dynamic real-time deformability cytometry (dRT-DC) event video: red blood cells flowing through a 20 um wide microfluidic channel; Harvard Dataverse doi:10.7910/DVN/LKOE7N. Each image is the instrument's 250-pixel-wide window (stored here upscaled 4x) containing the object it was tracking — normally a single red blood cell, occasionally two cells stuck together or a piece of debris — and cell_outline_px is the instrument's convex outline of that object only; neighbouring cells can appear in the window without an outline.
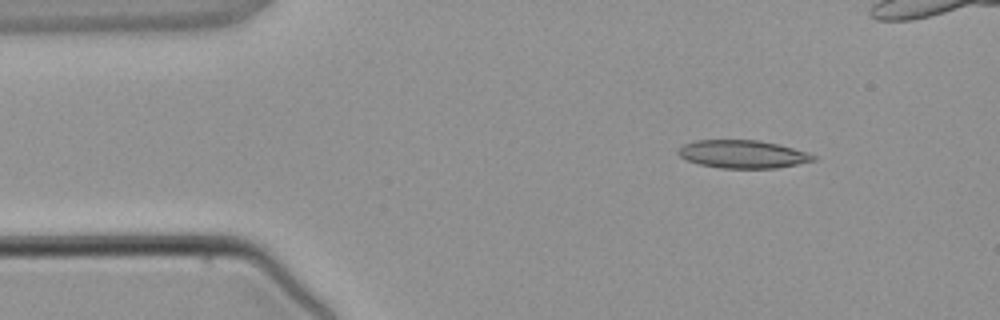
{"species": "common noctule bat (a hibernating species)", "species_latin": "Nyctalus noctula", "temperature_condition": "warm", "stored_images_in_passage": 3, "camera_frame_rate_fps": 3000, "um_per_image_px": 0.085, "animal": {"sex": "male", "body_mass_g": 21.5, "forearm_length_mm": 52.0}, "frame": {"image": 1, "passage_image": 1, "time_ms": 0.0, "image_size_px": [1000, 320], "cell_outline_px": [[816, 160], [776, 168], [720, 168], [700, 164], [688, 160], [680, 156], [676, 152], [684, 144], [696, 140], [760, 140], [808, 152], [816, 156]], "centroid_in_image_um": [63.13, 13.1], "position_along_channel_um": 21.9, "area_um2": 21.85}}